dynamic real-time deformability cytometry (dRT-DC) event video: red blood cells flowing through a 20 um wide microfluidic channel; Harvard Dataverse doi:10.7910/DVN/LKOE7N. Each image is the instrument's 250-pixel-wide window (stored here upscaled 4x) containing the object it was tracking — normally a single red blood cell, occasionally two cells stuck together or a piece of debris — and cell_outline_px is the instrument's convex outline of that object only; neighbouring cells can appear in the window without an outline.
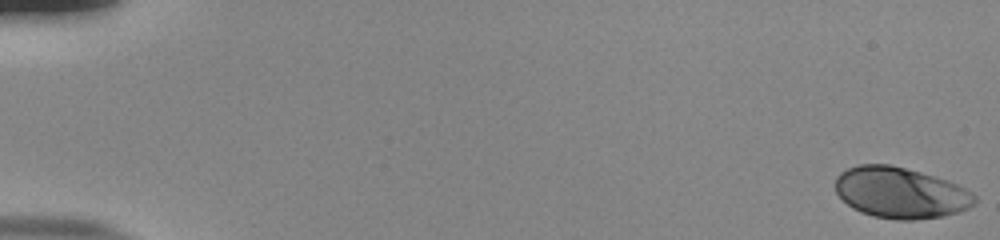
{"species": "human", "species_latin": "Homo sapiens", "temperature_condition": "room temperature", "stored_images_in_passage": 55, "camera_frame_rate_fps": 3000, "um_per_image_px": 0.085, "donor": {"sex": "male"}, "frame": {"image": 1, "passage_image": 1, "time_ms": 0.0, "image_size_px": [1000, 240], "cell_outline_px": [[976, 204], [960, 212], [940, 216], [916, 220], [896, 220], [872, 216], [860, 212], [852, 208], [836, 192], [836, 176], [840, 172], [856, 164], [888, 164], [920, 172], [948, 180], [972, 192], [976, 196]], "centroid_in_image_um": [76.55, 16.39], "position_along_channel_um": 8.5, "area_um2": 41.5}}
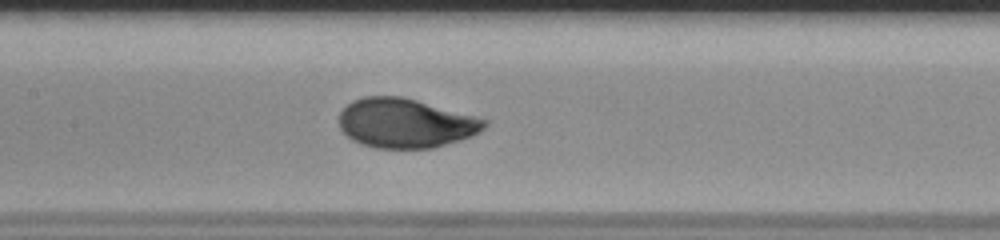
{"frame": {"image": 2, "passage_image": 28, "time_ms": 9.0, "image_size_px": [1000, 240], "cell_outline_px": [[488, 124], [480, 132], [472, 136], [460, 140], [432, 148], [376, 148], [360, 144], [352, 140], [340, 128], [340, 112], [352, 100], [364, 96], [400, 96], [416, 100], [488, 120]], "centroid_in_image_um": [34.45, 10.47], "position_along_channel_um": 172.9, "area_um2": 41.62}}
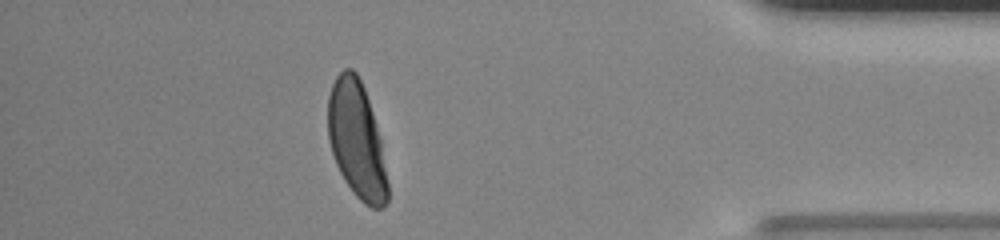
{"frame": {"image": 3, "passage_image": 49, "time_ms": 16.0, "image_size_px": [1000, 240], "cell_outline_px": [[388, 200], [380, 208], [372, 208], [364, 204], [352, 192], [344, 180], [336, 164], [328, 140], [328, 96], [332, 84], [336, 76], [344, 68], [352, 68], [356, 72], [364, 88], [376, 124], [380, 140], [388, 180]], "centroid_in_image_um": [30.3, 11.91], "position_along_channel_um": 404.9, "area_um2": 40.46}, "authors_computed_cell_mechanics": {"area_um2": 41.327, "velocity_mm_per_s": 3.8216, "shape_relaxation_time_tau1_ms": 3.0953, "shape_relaxation_time_tau2_ms": null, "deformation_change_tau1": 0.1634, "deformation_change_tau2": null}}